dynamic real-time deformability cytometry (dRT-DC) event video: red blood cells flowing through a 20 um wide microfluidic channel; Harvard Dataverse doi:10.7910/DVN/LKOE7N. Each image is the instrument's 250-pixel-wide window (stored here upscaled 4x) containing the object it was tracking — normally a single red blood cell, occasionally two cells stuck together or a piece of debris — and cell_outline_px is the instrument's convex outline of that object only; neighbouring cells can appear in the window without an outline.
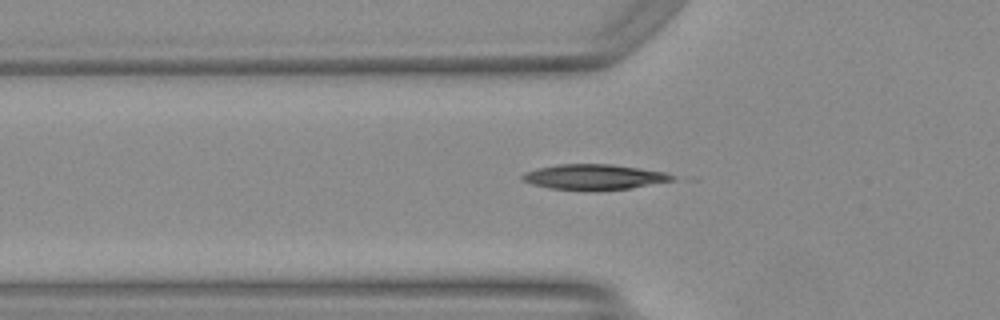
{"species": "Egyptian fruit bat (a non-hibernating species)", "species_latin": "Rousettus aegyptiacus", "temperature_condition": "warm", "stored_images_in_passage": 29, "camera_frame_rate_fps": 3000, "um_per_image_px": 0.085, "animal": {"sex": "female"}, "frame": {"image": 1, "passage_image": 7, "time_ms": 2.0, "image_size_px": [1000, 320], "cell_outline_px": [[676, 180], [632, 188], [596, 192], [592, 192], [552, 188], [532, 184], [520, 180], [520, 176], [524, 172], [536, 168], [556, 164], [612, 164], [664, 172], [676, 176]], "centroid_in_image_um": [50.48, 15.06], "position_along_channel_um": 75.3, "area_um2": 22.72}}
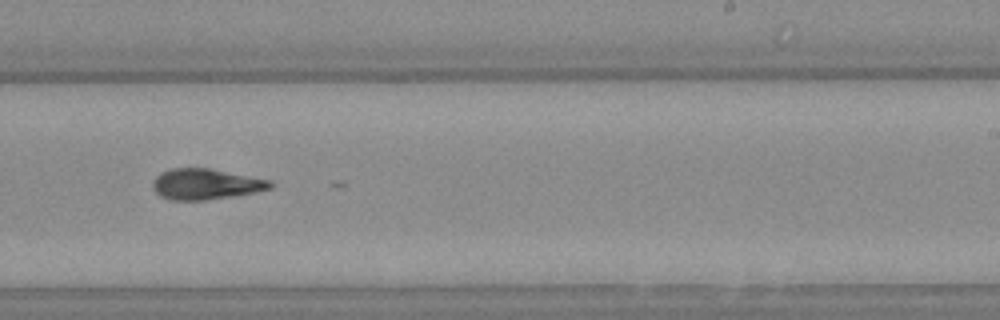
{"frame": {"image": 2, "passage_image": 21, "time_ms": 6.667, "image_size_px": [1000, 320], "cell_outline_px": [[272, 188], [232, 196], [204, 200], [172, 200], [160, 196], [152, 188], [152, 180], [160, 172], [172, 168], [208, 168], [272, 180]], "centroid_in_image_um": [17.44, 15.64], "position_along_channel_um": 271.6, "area_um2": 20.98}}
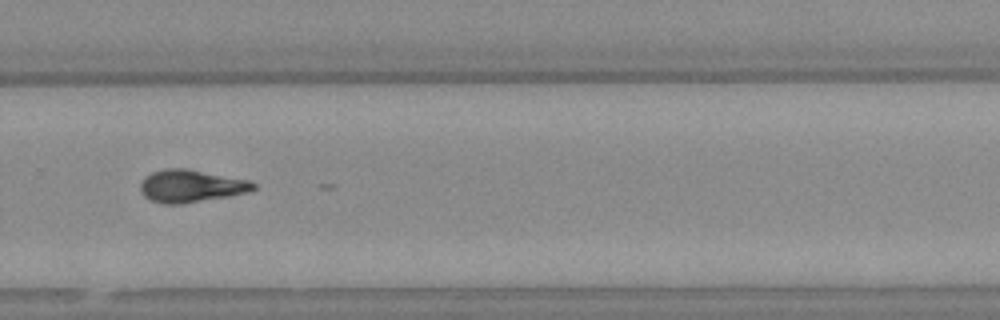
{"frame": {"image": 3, "passage_image": 24, "time_ms": 7.667, "image_size_px": [1000, 320], "cell_outline_px": [[256, 188], [248, 192], [232, 196], [184, 204], [164, 204], [152, 200], [144, 196], [140, 192], [140, 184], [144, 176], [152, 172], [164, 168], [188, 168], [248, 180], [256, 184]], "centroid_in_image_um": [16.23, 15.81], "position_along_channel_um": 313.6, "area_um2": 21.73}, "authors_computed_cell_mechanics": {"area_um2": 21.0392, "velocity_mm_per_s": 4.1972, "shape_relaxation_time_tau1_ms": 5.6304, "shape_relaxation_time_tau2_ms": 4.7774, "deformation_change_tau1": 0.1973, "deformation_change_tau2": 0.1253}}